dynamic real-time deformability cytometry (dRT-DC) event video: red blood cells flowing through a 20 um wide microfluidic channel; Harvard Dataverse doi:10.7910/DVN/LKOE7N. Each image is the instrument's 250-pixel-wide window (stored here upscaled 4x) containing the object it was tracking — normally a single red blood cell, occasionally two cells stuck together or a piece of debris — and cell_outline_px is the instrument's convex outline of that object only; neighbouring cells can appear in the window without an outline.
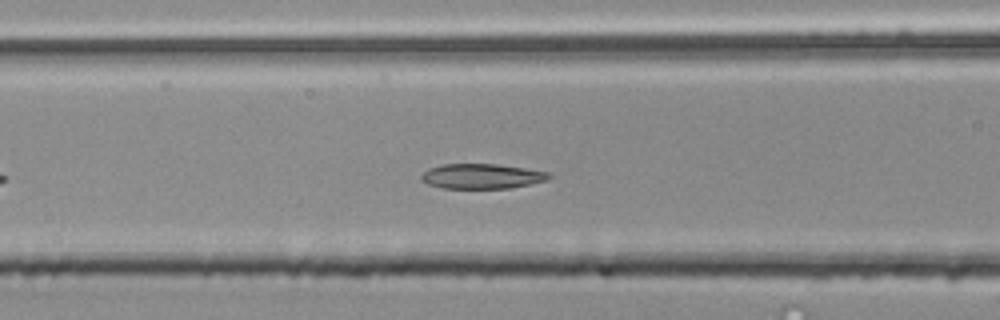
{"species": "common noctule bat (a hibernating species)", "species_latin": "Nyctalus noctula", "temperature_condition": "room temperature", "stored_images_in_passage": 25, "camera_frame_rate_fps": 3000, "um_per_image_px": 0.085, "animal": {"sex": "male", "body_mass_g": 20.4}, "frame": {"image": 1, "passage_image": 11, "time_ms": 3.333, "image_size_px": [1000, 320], "cell_outline_px": [[552, 176], [548, 180], [512, 188], [444, 188], [428, 184], [420, 180], [420, 176], [428, 168], [444, 164], [496, 164], [552, 172]], "centroid_in_image_um": [40.98, 14.98], "position_along_channel_um": 125.6, "area_um2": 18.67}}
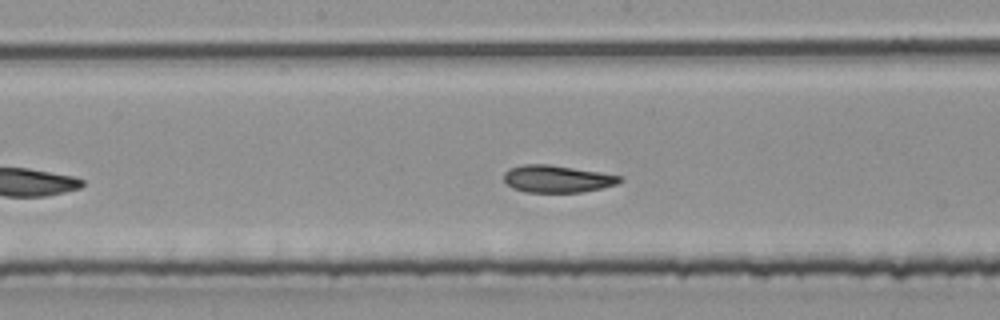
{"frame": {"image": 2, "passage_image": 17, "time_ms": 5.333, "image_size_px": [1000, 320], "cell_outline_px": [[624, 180], [616, 184], [600, 188], [580, 192], [524, 192], [512, 188], [504, 180], [504, 172], [508, 168], [524, 164], [548, 164], [600, 172], [620, 176]], "centroid_in_image_um": [47.31, 15.2], "position_along_channel_um": 200.9, "area_um2": 18.32}}
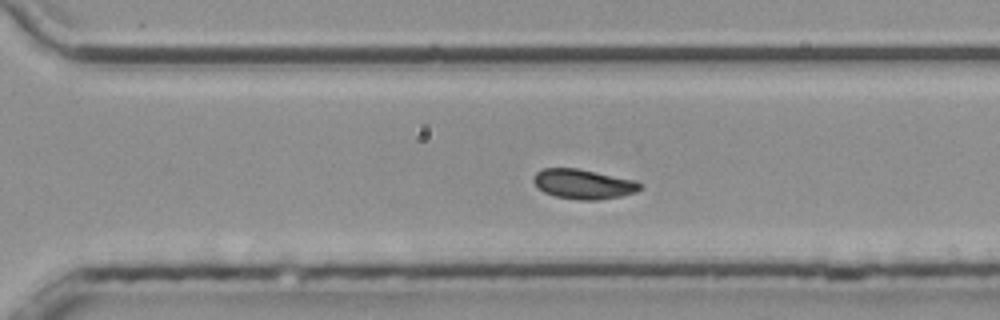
{"frame": {"image": 3, "passage_image": 23, "time_ms": 7.333, "image_size_px": [1000, 320], "cell_outline_px": [[644, 188], [636, 192], [620, 196], [596, 200], [580, 200], [556, 196], [544, 192], [532, 180], [532, 176], [536, 172], [544, 168], [576, 168], [636, 180]], "centroid_in_image_um": [49.6, 15.64], "position_along_channel_um": 321.0, "area_um2": 18.38}}